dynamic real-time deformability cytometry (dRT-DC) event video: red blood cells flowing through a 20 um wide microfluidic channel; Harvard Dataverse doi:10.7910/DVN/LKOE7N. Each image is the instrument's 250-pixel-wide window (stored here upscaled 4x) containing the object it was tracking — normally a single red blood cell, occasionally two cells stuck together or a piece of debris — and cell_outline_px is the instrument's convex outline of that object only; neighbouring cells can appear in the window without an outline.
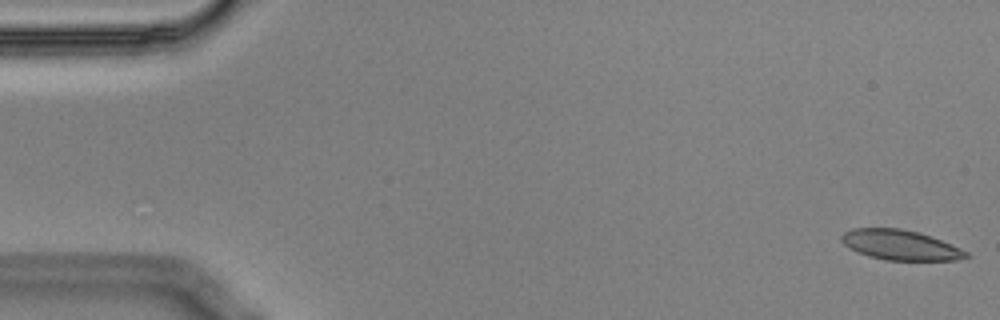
{"species": "Egyptian fruit bat (a non-hibernating species)", "species_latin": "Rousettus aegyptiacus", "temperature_condition": "cold", "stored_images_in_passage": 57, "camera_frame_rate_fps": 3000, "um_per_image_px": 0.085, "animal": {"sex": "male"}, "frame": {"image": 1, "passage_image": 1, "time_ms": 0.0, "image_size_px": [1000, 320], "cell_outline_px": [[968, 256], [960, 260], [884, 260], [868, 256], [856, 252], [844, 244], [840, 240], [840, 236], [844, 232], [852, 228], [900, 228], [916, 232], [940, 240], [960, 248], [968, 252]], "centroid_in_image_um": [76.47, 20.83], "position_along_channel_um": 8.5, "area_um2": 21.68}}
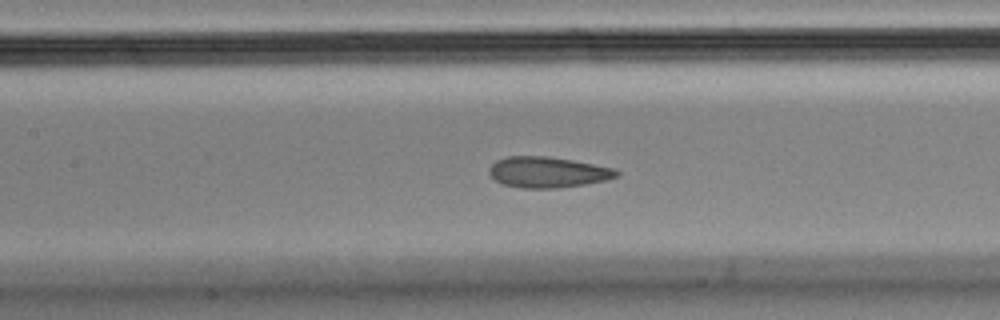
{"frame": {"image": 2, "passage_image": 25, "time_ms": 8.0, "image_size_px": [1000, 320], "cell_outline_px": [[620, 172], [616, 176], [608, 180], [584, 184], [556, 188], [524, 188], [504, 184], [496, 180], [488, 172], [488, 168], [496, 160], [508, 156], [548, 156], [572, 160], [616, 168]], "centroid_in_image_um": [46.57, 14.63], "position_along_channel_um": 160.8, "area_um2": 22.83}}
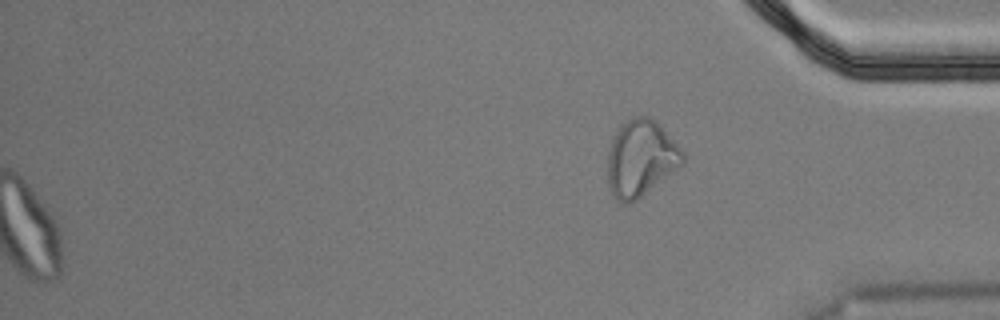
{"frame": {"image": 3, "passage_image": 57, "time_ms": 18.667, "image_size_px": [1000, 320], "cell_outline_px": [[684, 164], [636, 200], [628, 204], [624, 204], [612, 196], [608, 184], [608, 152], [612, 136], [620, 124], [632, 116], [648, 116], [656, 120], [684, 152]], "centroid_in_image_um": [54.45, 13.44], "position_along_channel_um": 380.7, "area_um2": 33.7}, "authors_computed_cell_mechanics": {"area_um2": 23.2356, "velocity_mm_per_s": 3.5295, "shape_relaxation_time_tau1_ms": null, "shape_relaxation_time_tau2_ms": 1.0142, "deformation_change_tau1": null, "deformation_change_tau2": 0.0513}}